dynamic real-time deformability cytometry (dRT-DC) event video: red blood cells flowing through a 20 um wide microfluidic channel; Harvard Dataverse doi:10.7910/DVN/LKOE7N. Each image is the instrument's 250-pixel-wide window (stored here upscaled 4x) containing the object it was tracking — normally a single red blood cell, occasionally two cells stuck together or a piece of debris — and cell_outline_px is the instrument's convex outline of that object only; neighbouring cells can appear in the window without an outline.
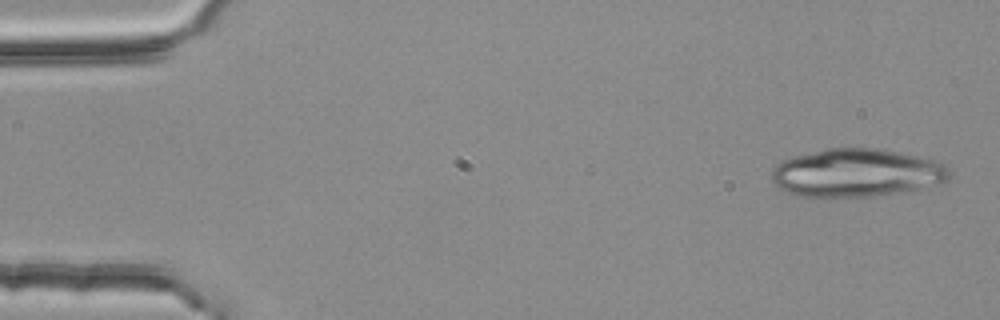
{"species": "common noctule bat (a hibernating species)", "species_latin": "Nyctalus noctula", "temperature_condition": "room temperature", "stored_images_in_passage": 4, "camera_frame_rate_fps": 3000, "um_per_image_px": 0.085, "animal": {"sex": "female", "body_mass_g": 25.1}, "frame": {"image": 1, "passage_image": 1, "time_ms": 0.0, "image_size_px": [1000, 320], "cell_outline_px": [[952, 172], [948, 180], [936, 184], [904, 192], [872, 196], [800, 196], [788, 192], [780, 188], [772, 180], [772, 168], [780, 160], [788, 156], [828, 148], [876, 148], [916, 156], [932, 160], [948, 168]], "centroid_in_image_um": [72.75, 14.68], "position_along_channel_um": 12.2, "area_um2": 49.65}}